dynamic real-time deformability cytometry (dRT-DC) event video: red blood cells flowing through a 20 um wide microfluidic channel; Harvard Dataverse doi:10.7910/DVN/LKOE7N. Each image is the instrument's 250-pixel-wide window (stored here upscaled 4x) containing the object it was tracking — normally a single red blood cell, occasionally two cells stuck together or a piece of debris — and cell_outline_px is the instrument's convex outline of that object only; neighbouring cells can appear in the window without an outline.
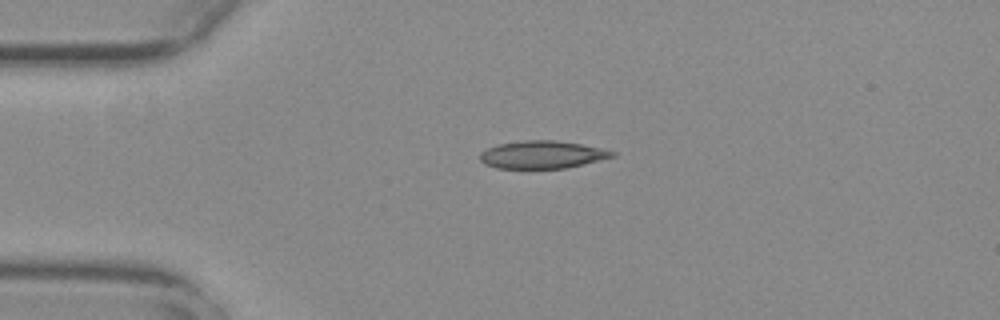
{"species": "common noctule bat (a hibernating species)", "species_latin": "Nyctalus noctula", "temperature_condition": "warm", "stored_images_in_passage": 43, "camera_frame_rate_fps": 3000, "um_per_image_px": 0.085, "animal": {"sex": "female", "body_mass_g": 29.2, "forearm_length_mm": 56.3}, "frame": {"image": 1, "passage_image": 1, "time_ms": 0.0, "image_size_px": [1000, 320], "cell_outline_px": [[616, 156], [564, 168], [496, 168], [484, 164], [480, 160], [480, 152], [488, 148], [500, 144], [524, 140], [556, 140], [580, 144], [600, 148], [616, 152]], "centroid_in_image_um": [46.06, 13.14], "position_along_channel_um": 38.9, "area_um2": 21.1}}
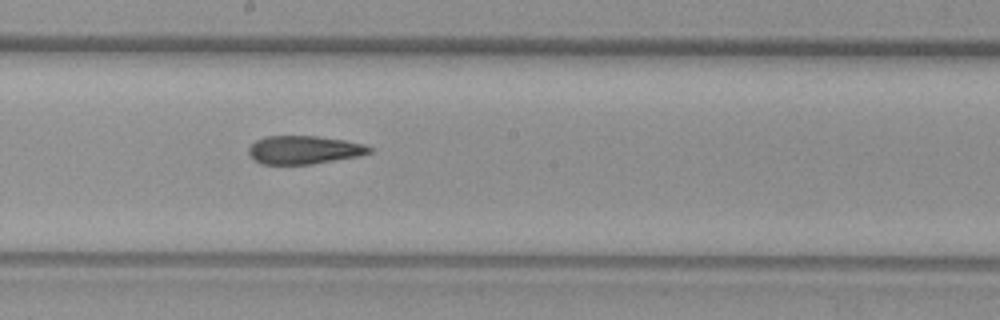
{"frame": {"image": 2, "passage_image": 18, "time_ms": 5.667, "image_size_px": [1000, 320], "cell_outline_px": [[372, 152], [360, 156], [312, 164], [260, 164], [248, 152], [248, 148], [256, 140], [264, 136], [316, 136], [344, 140], [364, 144], [372, 148]], "centroid_in_image_um": [25.86, 12.74], "position_along_channel_um": 222.3, "area_um2": 19.88}}
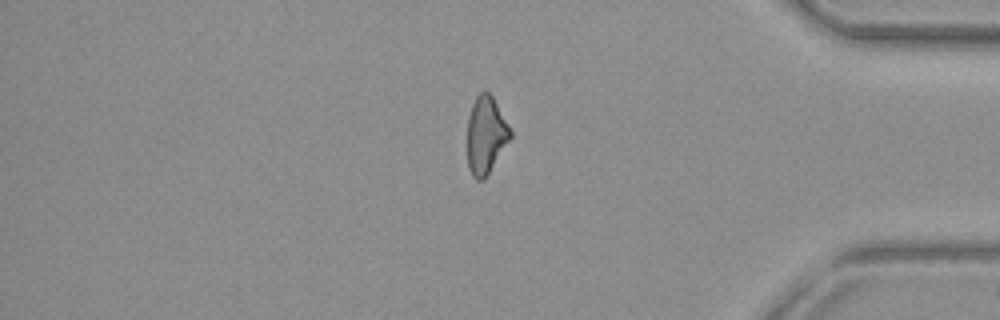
{"frame": {"image": 3, "passage_image": 34, "time_ms": 11.0, "image_size_px": [1000, 320], "cell_outline_px": [[512, 136], [484, 180], [476, 180], [472, 176], [468, 168], [468, 116], [472, 104], [476, 96], [480, 92], [488, 92], [492, 96], [508, 124], [512, 132]], "centroid_in_image_um": [41.29, 11.5], "position_along_channel_um": 393.9, "area_um2": 19.25}, "authors_computed_cell_mechanics": {"area_um2": 20.6346, "velocity_mm_per_s": 3.7728, "shape_relaxation_time_tau1_ms": null, "shape_relaxation_time_tau2_ms": 8.6805, "deformation_change_tau1": null, "deformation_change_tau2": 0.1839}}